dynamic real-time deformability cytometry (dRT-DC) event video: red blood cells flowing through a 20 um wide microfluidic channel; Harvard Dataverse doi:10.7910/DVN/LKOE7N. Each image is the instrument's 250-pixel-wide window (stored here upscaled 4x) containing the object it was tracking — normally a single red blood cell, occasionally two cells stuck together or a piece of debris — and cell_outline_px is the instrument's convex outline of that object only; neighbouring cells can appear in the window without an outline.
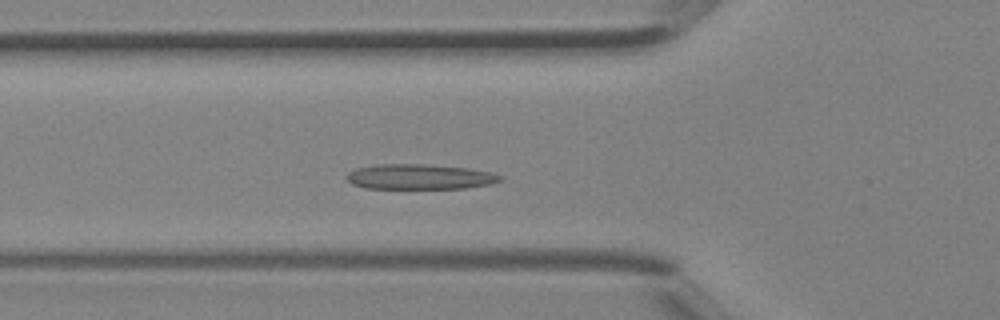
{"species": "Egyptian fruit bat (a non-hibernating species)", "species_latin": "Rousettus aegyptiacus", "temperature_condition": "room temperature", "stored_images_in_passage": 38, "camera_frame_rate_fps": 3000, "um_per_image_px": 0.085, "animal": {"sex": "female"}, "frame": {"image": 1, "passage_image": 10, "time_ms": 3.0, "image_size_px": [1000, 320], "cell_outline_px": [[504, 180], [488, 184], [464, 188], [364, 188], [352, 184], [344, 176], [348, 172], [356, 168], [376, 164], [424, 164], [468, 168], [488, 172], [504, 176]], "centroid_in_image_um": [35.63, 15.02], "position_along_channel_um": 90.2, "area_um2": 22.48}}
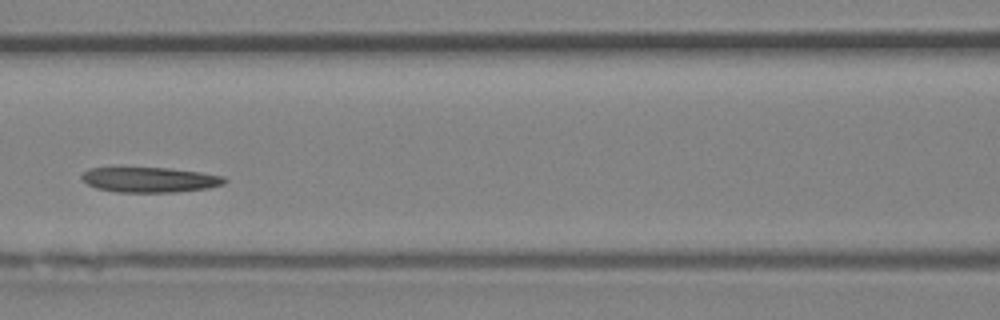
{"frame": {"image": 2, "passage_image": 14, "time_ms": 4.333, "image_size_px": [1000, 320], "cell_outline_px": [[228, 180], [224, 184], [208, 188], [176, 192], [116, 192], [96, 188], [88, 184], [80, 176], [88, 168], [168, 168], [200, 172], [224, 176]], "centroid_in_image_um": [12.76, 15.28], "position_along_channel_um": 153.8, "area_um2": 20.87}}
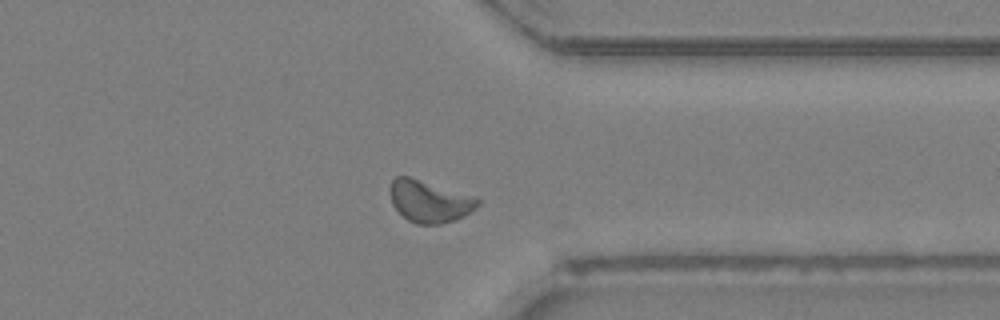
{"frame": {"image": 3, "passage_image": 28, "time_ms": 9.0, "image_size_px": [1000, 320], "cell_outline_px": [[480, 204], [476, 208], [464, 216], [456, 220], [440, 224], [416, 224], [408, 220], [392, 204], [388, 192], [392, 180], [396, 176], [408, 176], [476, 196], [480, 200]], "centroid_in_image_um": [36.51, 17.11], "position_along_channel_um": 374.9, "area_um2": 21.62}}